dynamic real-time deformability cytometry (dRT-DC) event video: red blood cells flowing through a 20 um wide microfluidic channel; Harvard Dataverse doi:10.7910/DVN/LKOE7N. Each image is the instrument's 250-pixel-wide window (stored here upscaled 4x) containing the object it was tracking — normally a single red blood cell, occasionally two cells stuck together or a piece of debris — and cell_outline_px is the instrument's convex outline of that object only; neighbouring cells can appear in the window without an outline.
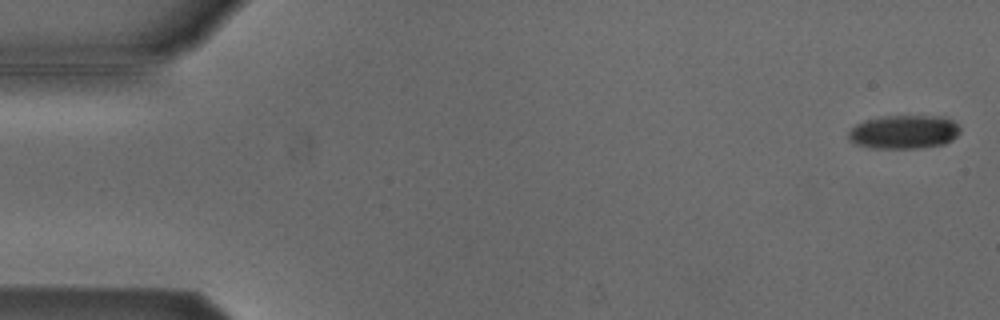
{"species": "Egyptian fruit bat (a non-hibernating species)", "species_latin": "Rousettus aegyptiacus", "temperature_condition": "cold", "stored_images_in_passage": 55, "camera_frame_rate_fps": 3000, "um_per_image_px": 0.085, "animal": {"sex": "male"}, "frame": {"image": 1, "passage_image": 2, "time_ms": 0.333, "image_size_px": [1000, 320], "cell_outline_px": [[960, 132], [952, 140], [944, 144], [916, 148], [876, 148], [856, 144], [848, 140], [848, 132], [856, 124], [864, 120], [884, 116], [940, 116], [952, 120], [960, 128]], "centroid_in_image_um": [76.82, 11.21], "position_along_channel_um": 8.2, "area_um2": 21.85}}
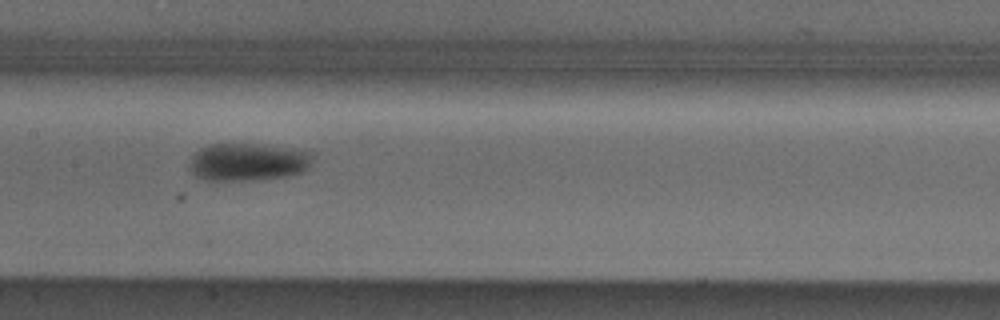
{"frame": {"image": 2, "passage_image": 27, "time_ms": 8.667, "image_size_px": [1000, 320], "cell_outline_px": [[316, 152], [312, 164], [304, 172], [284, 176], [256, 180], [212, 184], [192, 176], [188, 168], [188, 164], [192, 156], [200, 148], [212, 144], [256, 144], [292, 148]], "centroid_in_image_um": [21.03, 13.82], "position_along_channel_um": 186.4, "area_um2": 28.44}}
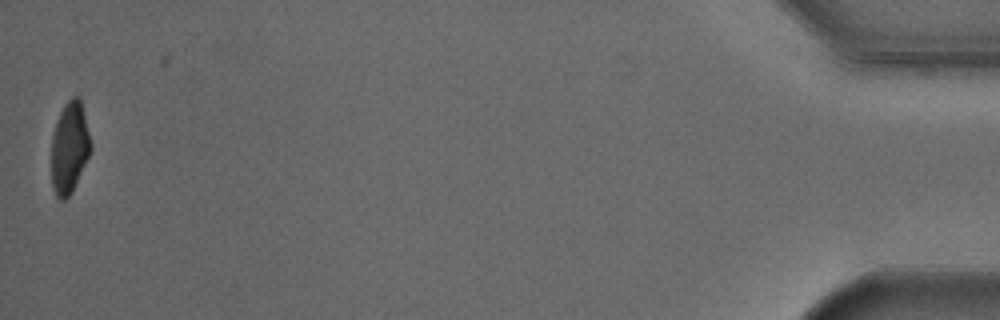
{"frame": {"image": 3, "passage_image": 54, "time_ms": 17.667, "image_size_px": [1000, 320], "cell_outline_px": [[92, 148], [72, 192], [64, 200], [60, 200], [56, 196], [52, 184], [52, 136], [56, 120], [64, 104], [72, 96], [80, 96], [92, 144]], "centroid_in_image_um": [5.91, 12.51], "position_along_channel_um": 429.3, "area_um2": 20.98}, "authors_computed_cell_mechanics": {"area_um2": 23.987, "velocity_mm_per_s": 3.8161, "shape_relaxation_time_tau1_ms": 3.1145, "shape_relaxation_time_tau2_ms": null, "deformation_change_tau1": 0.1428, "deformation_change_tau2": null}}